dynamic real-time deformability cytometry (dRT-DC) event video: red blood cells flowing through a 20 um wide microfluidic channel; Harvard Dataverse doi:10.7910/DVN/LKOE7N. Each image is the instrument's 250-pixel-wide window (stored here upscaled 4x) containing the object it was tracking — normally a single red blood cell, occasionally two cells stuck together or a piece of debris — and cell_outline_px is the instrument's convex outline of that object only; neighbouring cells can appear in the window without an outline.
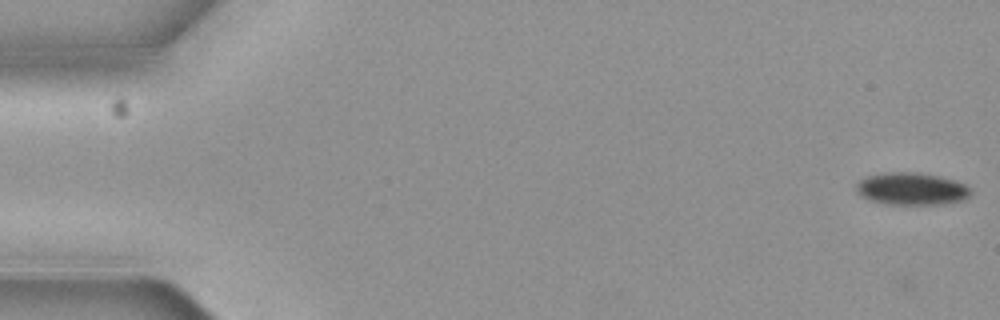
{"species": "common noctule bat (a hibernating species)", "species_latin": "Nyctalus noctula", "temperature_condition": "cold", "stored_images_in_passage": 6, "camera_frame_rate_fps": 3000, "um_per_image_px": 0.085, "animal": {"sex": "female", "body_mass_g": 19.3, "forearm_length_mm": 54.1}, "frame": {"image": 1, "passage_image": 1, "time_ms": 0.0, "image_size_px": [1000, 320], "cell_outline_px": [[968, 196], [964, 200], [948, 204], [888, 204], [872, 200], [860, 196], [856, 192], [856, 184], [860, 180], [868, 176], [884, 172], [920, 172], [952, 180], [964, 184], [968, 188]], "centroid_in_image_um": [77.44, 16.05], "position_along_channel_um": 7.6, "area_um2": 21.39}}
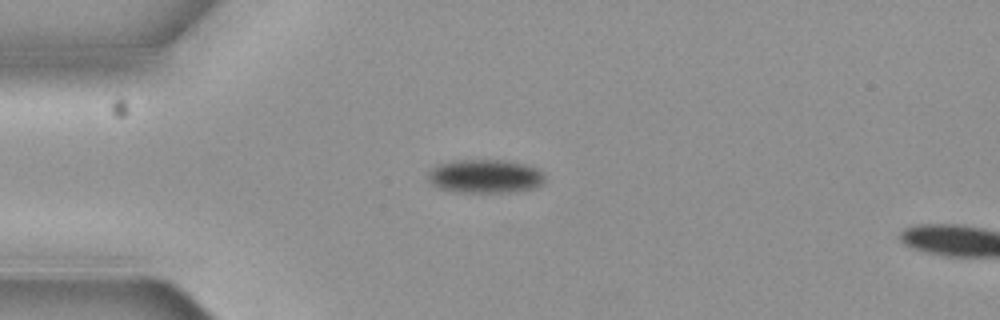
{"frame": {"image": 2, "passage_image": 4, "time_ms": 1.0, "image_size_px": [1000, 320], "cell_outline_px": [[544, 184], [536, 188], [516, 192], [452, 192], [440, 188], [432, 184], [428, 180], [428, 172], [436, 164], [452, 160], [504, 160], [524, 164], [540, 168], [544, 176]], "centroid_in_image_um": [41.25, 14.98], "position_along_channel_um": 43.7, "area_um2": 23.35}}
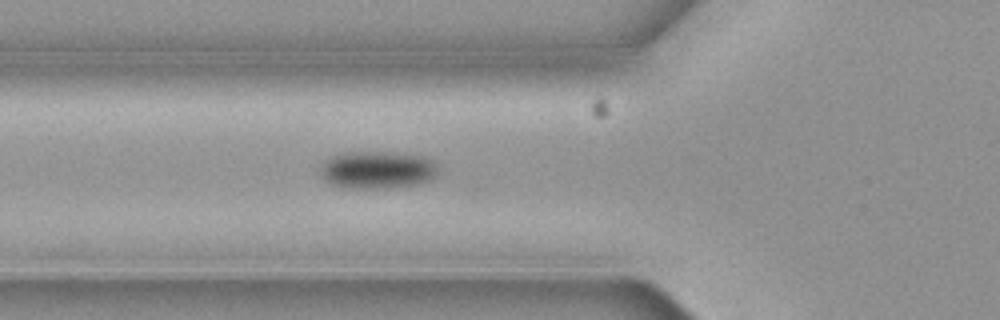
{"frame": {"image": 3, "passage_image": 6, "time_ms": 1.667, "image_size_px": [1000, 320], "cell_outline_px": [[436, 176], [432, 180], [420, 184], [388, 188], [344, 188], [332, 184], [324, 180], [320, 176], [320, 164], [324, 160], [332, 156], [348, 152], [376, 152], [424, 156], [432, 160], [436, 168]], "centroid_in_image_um": [32.03, 14.46], "position_along_channel_um": 93.8, "area_um2": 25.84}}